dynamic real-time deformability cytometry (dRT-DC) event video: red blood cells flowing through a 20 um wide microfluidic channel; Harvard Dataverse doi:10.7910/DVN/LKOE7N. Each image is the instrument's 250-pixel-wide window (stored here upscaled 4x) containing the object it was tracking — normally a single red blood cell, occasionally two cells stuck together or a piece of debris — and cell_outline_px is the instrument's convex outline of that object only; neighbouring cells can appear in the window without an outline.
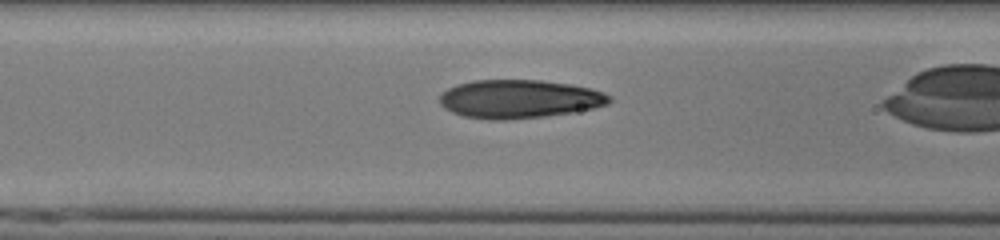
{"species": "human", "species_latin": "Homo sapiens", "temperature_condition": "cold", "stored_images_in_passage": 39, "camera_frame_rate_fps": 3000, "um_per_image_px": 0.085, "donor": {"sex": "male"}, "frame": {"image": 1, "passage_image": 19, "time_ms": 6.0, "image_size_px": [1000, 240], "cell_outline_px": [[612, 100], [608, 104], [592, 108], [572, 112], [544, 116], [504, 120], [488, 120], [464, 116], [452, 112], [444, 108], [440, 104], [440, 96], [448, 88], [472, 80], [544, 80], [568, 84], [588, 88], [604, 92], [612, 96]], "centroid_in_image_um": [44.14, 8.41], "position_along_channel_um": 122.5, "area_um2": 37.92}}
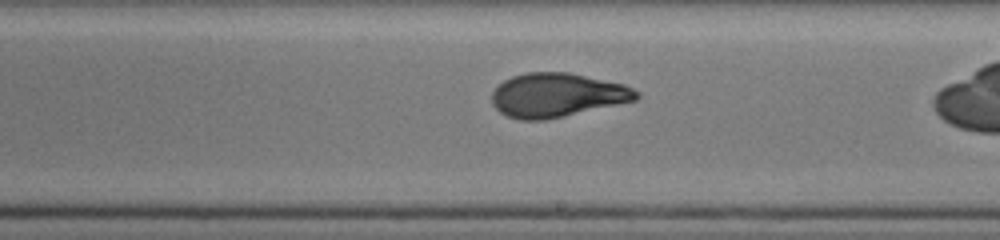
{"frame": {"image": 2, "passage_image": 28, "time_ms": 9.0, "image_size_px": [1000, 240], "cell_outline_px": [[640, 96], [636, 100], [564, 116], [544, 120], [520, 120], [508, 116], [500, 112], [492, 104], [492, 92], [504, 80], [512, 76], [528, 72], [568, 72], [624, 84], [640, 92]], "centroid_in_image_um": [47.35, 8.08], "position_along_channel_um": 241.6, "area_um2": 36.88}}
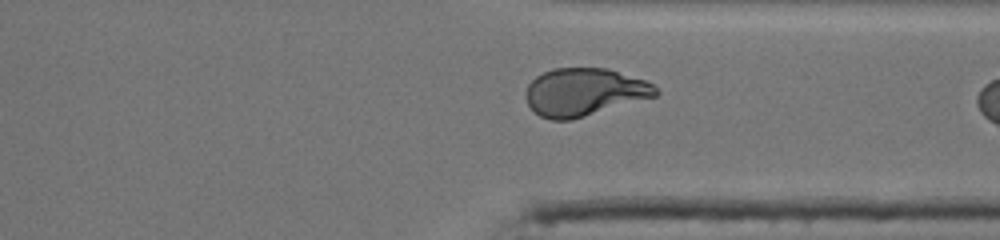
{"frame": {"image": 3, "passage_image": 37, "time_ms": 12.0, "image_size_px": [1000, 240], "cell_outline_px": [[660, 92], [656, 96], [572, 120], [552, 120], [540, 116], [528, 104], [524, 96], [528, 84], [536, 76], [544, 72], [556, 68], [608, 68], [648, 80]], "centroid_in_image_um": [49.67, 7.82], "position_along_channel_um": 361.7, "area_um2": 36.3}}